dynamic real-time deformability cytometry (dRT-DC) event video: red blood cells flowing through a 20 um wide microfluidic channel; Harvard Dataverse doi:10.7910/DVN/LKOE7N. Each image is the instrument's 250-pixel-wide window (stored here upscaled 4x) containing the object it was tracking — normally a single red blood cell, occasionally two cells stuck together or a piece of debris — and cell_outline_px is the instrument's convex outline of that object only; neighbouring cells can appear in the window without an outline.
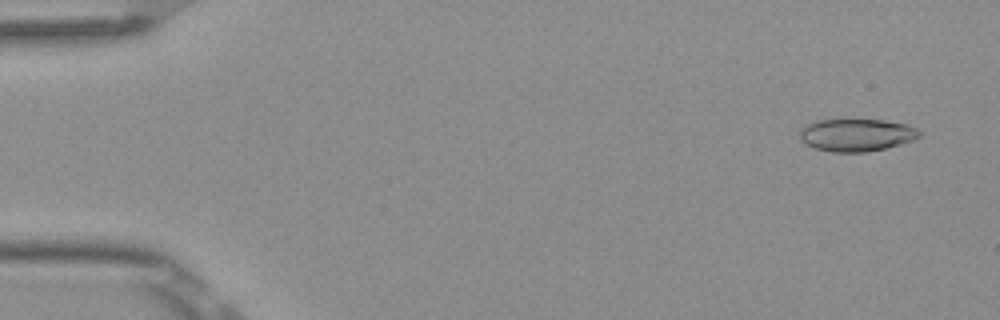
{"species": "Egyptian fruit bat (a non-hibernating species)", "species_latin": "Rousettus aegyptiacus", "temperature_condition": "room temperature", "stored_images_in_passage": 4, "camera_frame_rate_fps": 3000, "um_per_image_px": 0.085, "frame": {"image": 1, "passage_image": 1, "time_ms": 0.0, "image_size_px": [1000, 320], "cell_outline_px": [[920, 136], [912, 140], [900, 144], [868, 152], [832, 152], [816, 148], [800, 140], [800, 132], [808, 124], [816, 120], [844, 116], [848, 116], [884, 120], [908, 124], [916, 128], [920, 132]], "centroid_in_image_um": [72.8, 11.41], "position_along_channel_um": 12.2, "area_um2": 23.47}}
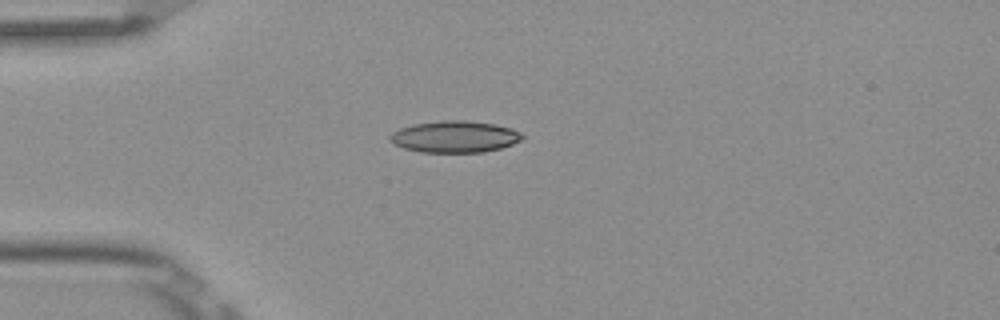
{"frame": {"image": 2, "passage_image": 4, "time_ms": 1.0, "image_size_px": [1000, 320], "cell_outline_px": [[524, 140], [500, 148], [484, 152], [420, 152], [404, 148], [388, 140], [388, 136], [392, 132], [400, 128], [412, 124], [444, 120], [464, 120], [496, 124], [512, 128], [520, 132], [524, 136]], "centroid_in_image_um": [38.66, 11.61], "position_along_channel_um": 46.3, "area_um2": 24.57}}